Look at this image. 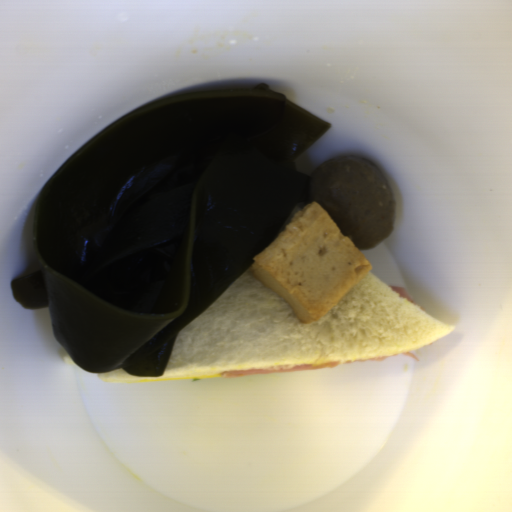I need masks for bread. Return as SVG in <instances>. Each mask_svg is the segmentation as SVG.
Listing matches in <instances>:
<instances>
[{
    "label": "bread",
    "mask_w": 512,
    "mask_h": 512,
    "mask_svg": "<svg viewBox=\"0 0 512 512\" xmlns=\"http://www.w3.org/2000/svg\"><path fill=\"white\" fill-rule=\"evenodd\" d=\"M454 330L369 271L303 324L250 268L177 333L161 376L400 355Z\"/></svg>",
    "instance_id": "8d2b1439"
},
{
    "label": "bread",
    "mask_w": 512,
    "mask_h": 512,
    "mask_svg": "<svg viewBox=\"0 0 512 512\" xmlns=\"http://www.w3.org/2000/svg\"><path fill=\"white\" fill-rule=\"evenodd\" d=\"M98 377L104 382H131L153 377H136L131 376L122 369H113L107 372H98Z\"/></svg>",
    "instance_id": "cb027b5d"
},
{
    "label": "bread",
    "mask_w": 512,
    "mask_h": 512,
    "mask_svg": "<svg viewBox=\"0 0 512 512\" xmlns=\"http://www.w3.org/2000/svg\"><path fill=\"white\" fill-rule=\"evenodd\" d=\"M56 352L63 362L77 365L63 347H60Z\"/></svg>",
    "instance_id": "b6be36c0"
}]
</instances>
